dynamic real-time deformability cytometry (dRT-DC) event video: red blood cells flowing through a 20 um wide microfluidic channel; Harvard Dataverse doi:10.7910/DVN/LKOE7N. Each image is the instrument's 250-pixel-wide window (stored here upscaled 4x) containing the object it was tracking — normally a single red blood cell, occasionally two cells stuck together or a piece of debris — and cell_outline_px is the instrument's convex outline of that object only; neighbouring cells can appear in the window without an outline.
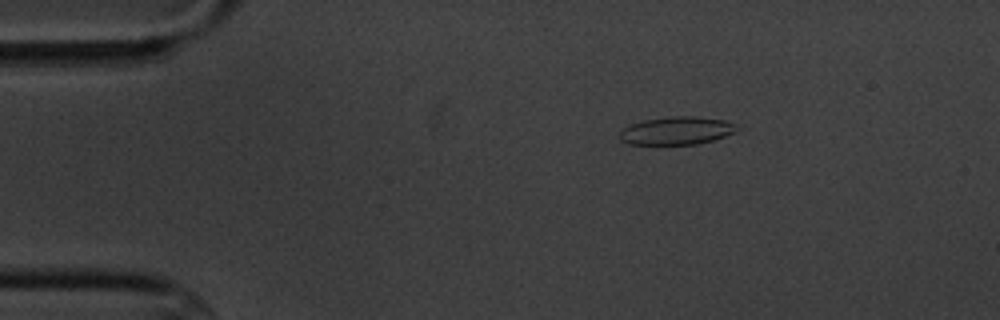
{"species": "common noctule bat (a hibernating species)", "species_latin": "Nyctalus noctula", "temperature_condition": "cold", "stored_images_in_passage": 5, "camera_frame_rate_fps": 3000, "um_per_image_px": 0.085, "animal": {"sex": "male", "body_mass_g": 20.1, "forearm_length_mm": 53.5}, "frame": {"image": 1, "passage_image": 3, "time_ms": 2.333, "image_size_px": [1000, 320], "cell_outline_px": [[736, 132], [712, 140], [696, 144], [628, 144], [620, 140], [620, 132], [624, 128], [632, 124], [644, 120], [672, 116], [696, 116], [724, 120], [732, 124]], "centroid_in_image_um": [57.47, 11.11], "position_along_channel_um": 27.5, "area_um2": 18.73}}